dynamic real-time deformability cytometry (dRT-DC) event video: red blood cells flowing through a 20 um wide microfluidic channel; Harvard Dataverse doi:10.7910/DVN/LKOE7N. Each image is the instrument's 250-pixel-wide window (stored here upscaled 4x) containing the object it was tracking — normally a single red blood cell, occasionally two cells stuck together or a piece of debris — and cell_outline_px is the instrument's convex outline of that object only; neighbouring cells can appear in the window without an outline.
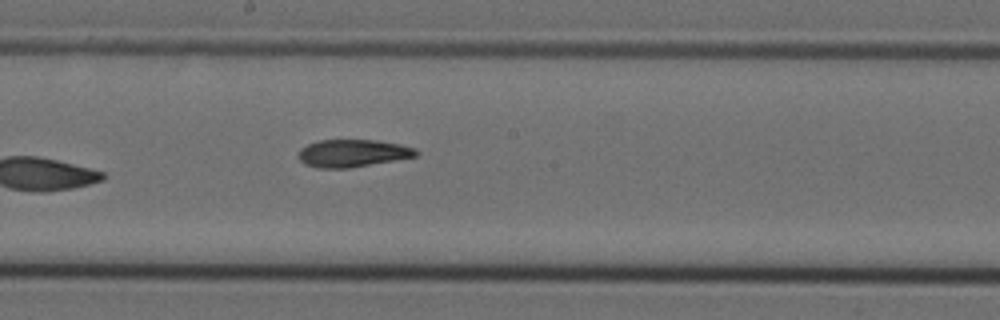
{"species": "Egyptian fruit bat (a non-hibernating species)", "species_latin": "Rousettus aegyptiacus", "temperature_condition": "cold", "stored_images_in_passage": 9, "camera_frame_rate_fps": 3000, "um_per_image_px": 0.085, "animal": {"sex": "female"}, "frame": {"image": 1, "passage_image": 9, "time_ms": 2.667, "image_size_px": [1000, 320], "cell_outline_px": [[420, 152], [416, 156], [348, 168], [316, 168], [304, 164], [296, 156], [300, 148], [316, 140], [376, 140], [400, 144], [416, 148]], "centroid_in_image_um": [29.93, 13.02], "position_along_channel_um": 218.3, "area_um2": 18.96}}